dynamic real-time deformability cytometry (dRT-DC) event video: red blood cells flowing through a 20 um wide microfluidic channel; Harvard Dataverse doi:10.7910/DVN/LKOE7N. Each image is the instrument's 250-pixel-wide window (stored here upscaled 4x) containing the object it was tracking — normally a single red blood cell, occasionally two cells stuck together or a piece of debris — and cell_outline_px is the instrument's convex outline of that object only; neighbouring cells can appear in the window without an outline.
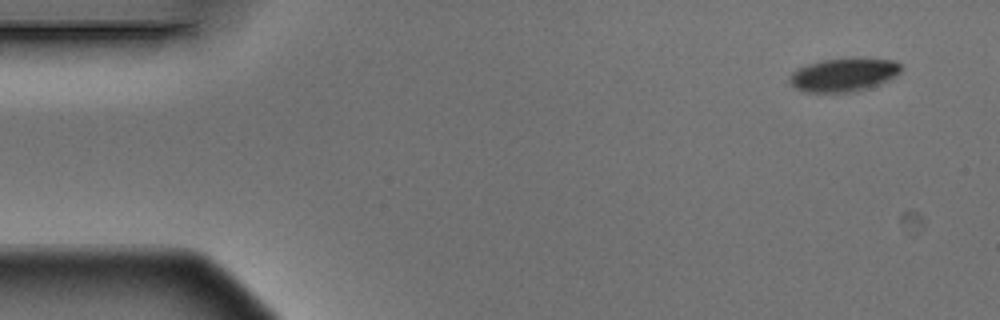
{"species": "Egyptian fruit bat (a non-hibernating species)", "species_latin": "Rousettus aegyptiacus", "temperature_condition": "warm", "stored_images_in_passage": 5, "camera_frame_rate_fps": 3000, "um_per_image_px": 0.085, "animal": {"sex": "male"}, "frame": {"image": 1, "passage_image": 1, "time_ms": 0.0, "image_size_px": [1000, 320], "cell_outline_px": [[904, 68], [896, 76], [880, 84], [852, 92], [804, 92], [792, 88], [788, 80], [788, 76], [792, 72], [808, 64], [820, 60], [896, 60]], "centroid_in_image_um": [71.67, 6.39], "position_along_channel_um": 13.3, "area_um2": 21.33}}
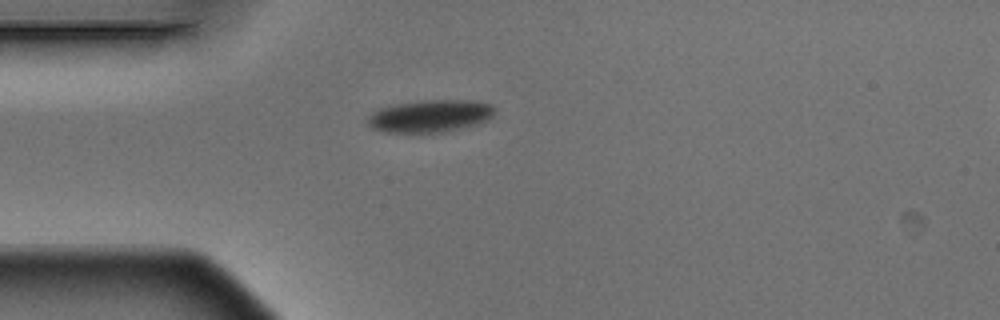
{"frame": {"image": 2, "passage_image": 4, "time_ms": 1.0, "image_size_px": [1000, 320], "cell_outline_px": [[496, 108], [492, 116], [488, 120], [480, 124], [444, 132], [384, 132], [372, 128], [368, 124], [368, 116], [372, 112], [380, 108], [396, 104], [420, 100], [476, 100], [492, 104]], "centroid_in_image_um": [36.61, 9.85], "position_along_channel_um": 48.4, "area_um2": 24.22}}